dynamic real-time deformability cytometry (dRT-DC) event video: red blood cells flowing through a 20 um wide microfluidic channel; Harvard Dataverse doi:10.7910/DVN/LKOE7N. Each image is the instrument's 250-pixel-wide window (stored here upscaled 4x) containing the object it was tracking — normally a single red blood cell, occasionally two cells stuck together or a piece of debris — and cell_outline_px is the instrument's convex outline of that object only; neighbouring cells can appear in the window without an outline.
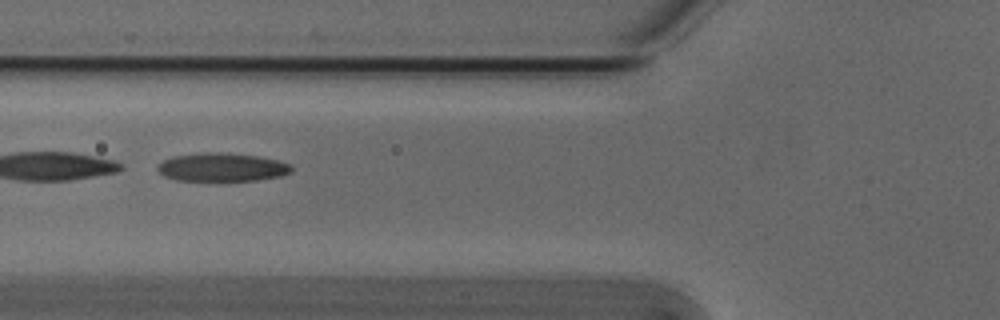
{"species": "Egyptian fruit bat (a non-hibernating species)", "species_latin": "Rousettus aegyptiacus", "temperature_condition": "cold", "stored_images_in_passage": 50, "camera_frame_rate_fps": 3000, "um_per_image_px": 0.085, "animal": {"sex": "male"}, "frame": {"image": 1, "passage_image": 18, "time_ms": 5.667, "image_size_px": [1000, 320], "cell_outline_px": [[292, 172], [280, 176], [256, 180], [176, 180], [164, 176], [156, 168], [156, 164], [172, 156], [208, 152], [216, 152], [256, 156], [276, 160], [288, 164], [292, 168]], "centroid_in_image_um": [18.82, 14.21], "position_along_channel_um": 107.0, "area_um2": 21.85}}
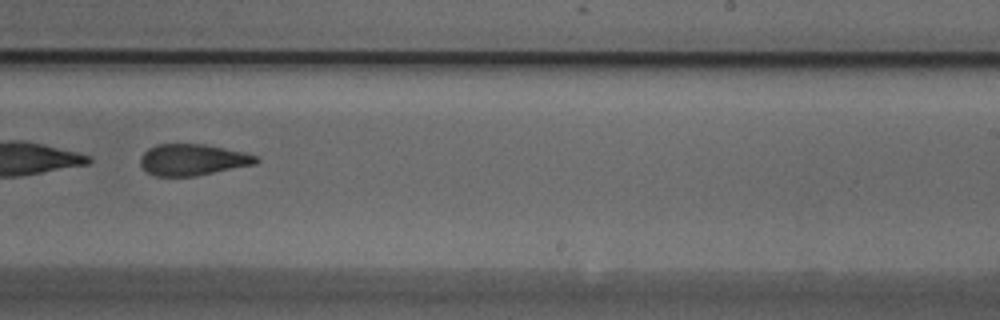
{"frame": {"image": 2, "passage_image": 31, "time_ms": 10.0, "image_size_px": [1000, 320], "cell_outline_px": [[260, 160], [256, 164], [196, 176], [156, 176], [148, 172], [140, 164], [140, 156], [148, 148], [156, 144], [204, 144], [244, 152], [256, 156]], "centroid_in_image_um": [16.37, 13.57], "position_along_channel_um": 272.6, "area_um2": 21.15}}